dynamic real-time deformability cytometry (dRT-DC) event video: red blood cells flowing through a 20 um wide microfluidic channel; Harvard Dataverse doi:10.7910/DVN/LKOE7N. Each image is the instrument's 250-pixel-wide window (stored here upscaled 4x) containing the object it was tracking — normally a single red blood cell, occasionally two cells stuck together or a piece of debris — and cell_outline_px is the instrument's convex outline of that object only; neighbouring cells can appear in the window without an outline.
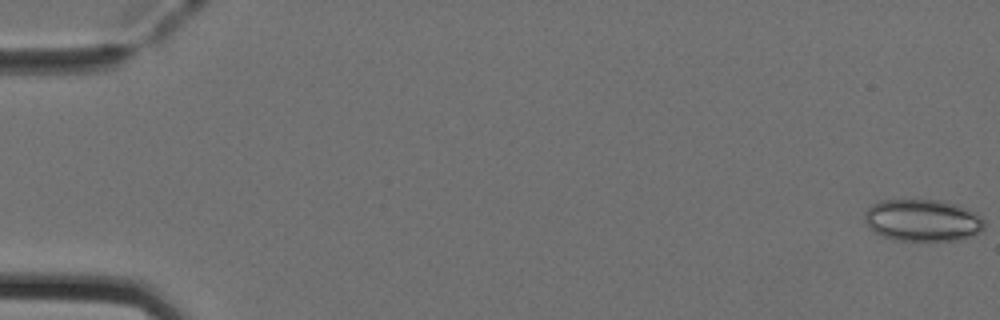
{"species": "Egyptian fruit bat (a non-hibernating species)", "species_latin": "Rousettus aegyptiacus", "temperature_condition": "cold", "stored_images_in_passage": 51, "camera_frame_rate_fps": 3000, "um_per_image_px": 0.085, "animal": {"sex": "female"}, "frame": {"image": 1, "passage_image": 1, "time_ms": 0.0, "image_size_px": [1000, 320], "cell_outline_px": [[984, 228], [980, 232], [956, 240], [896, 240], [880, 236], [868, 224], [864, 216], [864, 212], [872, 204], [880, 200], [940, 200], [956, 204], [980, 216], [984, 220]], "centroid_in_image_um": [78.4, 18.72], "position_along_channel_um": 6.6, "area_um2": 28.96}}
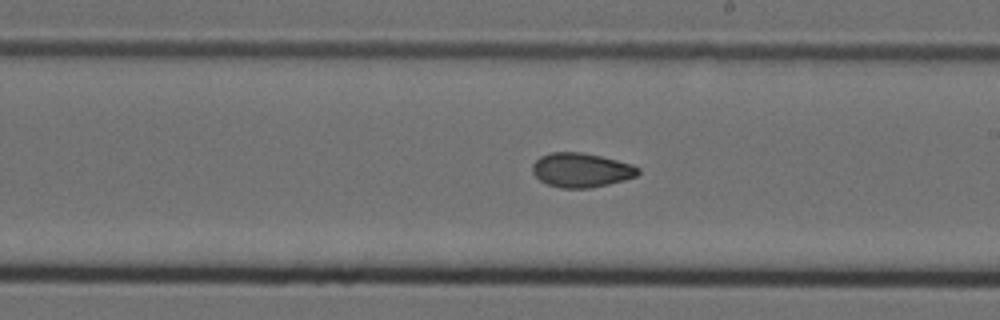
{"frame": {"image": 2, "passage_image": 30, "time_ms": 9.667, "image_size_px": [1000, 320], "cell_outline_px": [[640, 172], [636, 176], [624, 180], [608, 184], [588, 188], [560, 188], [548, 184], [540, 180], [532, 172], [532, 164], [540, 156], [552, 152], [580, 152], [600, 156], [632, 164], [640, 168]], "centroid_in_image_um": [49.4, 14.45], "position_along_channel_um": 239.6, "area_um2": 21.04}}
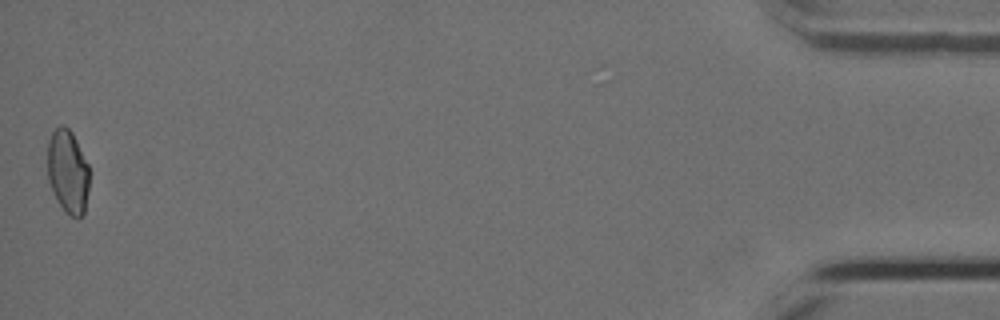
{"frame": {"image": 3, "passage_image": 51, "time_ms": 16.667, "image_size_px": [1000, 320], "cell_outline_px": [[88, 192], [84, 216], [72, 216], [60, 204], [48, 180], [48, 140], [52, 132], [60, 124], [64, 124], [72, 132], [88, 164]], "centroid_in_image_um": [5.77, 14.53], "position_along_channel_um": 429.4, "area_um2": 20.06}, "authors_computed_cell_mechanics": {"area_um2": 21.2126, "velocity_mm_per_s": 4.0181, "shape_relaxation_time_tau1_ms": null, "shape_relaxation_time_tau2_ms": 2.6213, "deformation_change_tau1": null, "deformation_change_tau2": 0.069}}